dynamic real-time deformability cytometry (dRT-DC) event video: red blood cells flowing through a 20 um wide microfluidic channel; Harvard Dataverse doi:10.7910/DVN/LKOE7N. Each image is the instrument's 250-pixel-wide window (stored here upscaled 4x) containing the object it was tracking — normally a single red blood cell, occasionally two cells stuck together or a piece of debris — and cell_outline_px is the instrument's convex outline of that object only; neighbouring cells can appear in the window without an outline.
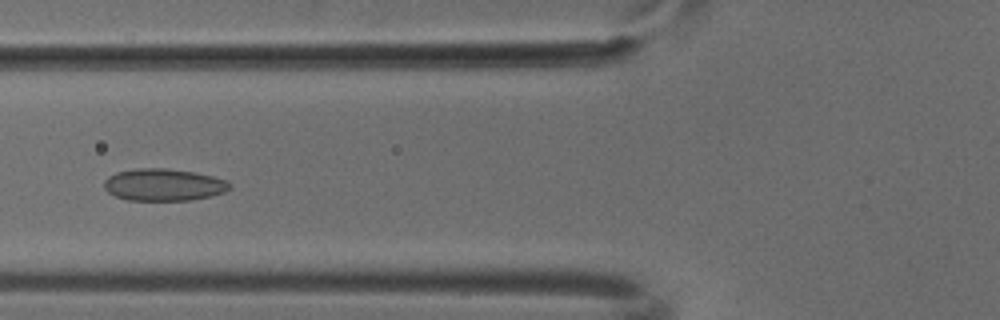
{"species": "common noctule bat (a hibernating species)", "species_latin": "Nyctalus noctula", "temperature_condition": "cold", "stored_images_in_passage": 38, "segment_of_instrument_passage": [1, 2], "camera_frame_rate_fps": 3000, "um_per_image_px": 0.085, "animal": {"sex": "male", "body_mass_g": 18.8}, "frame": {"image": 1, "passage_image": 6, "time_ms": 1.667, "image_size_px": [1000, 320], "cell_outline_px": [[232, 188], [224, 192], [212, 196], [192, 200], [128, 200], [116, 196], [108, 192], [104, 188], [104, 180], [108, 176], [116, 172], [136, 168], [164, 168], [196, 172], [228, 180], [232, 184]], "centroid_in_image_um": [13.94, 15.7], "position_along_channel_um": 111.9, "area_um2": 23.76}}
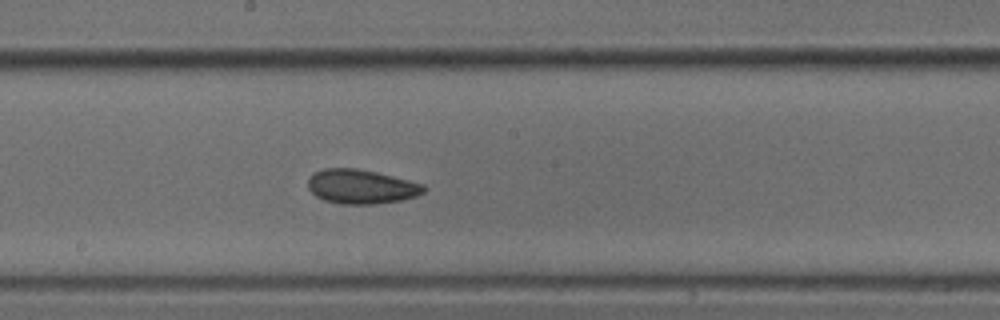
{"frame": {"image": 2, "passage_image": 14, "time_ms": 4.333, "image_size_px": [1000, 320], "cell_outline_px": [[428, 188], [424, 192], [416, 196], [400, 200], [376, 204], [340, 204], [324, 200], [316, 196], [308, 188], [308, 176], [312, 172], [324, 168], [356, 168], [376, 172], [424, 184]], "centroid_in_image_um": [30.68, 15.86], "position_along_channel_um": 217.5, "area_um2": 23.29}}
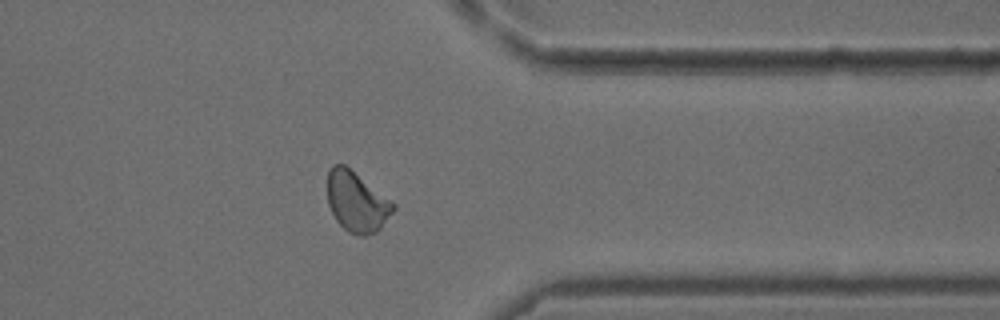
{"frame": {"image": 3, "passage_image": 27, "time_ms": 8.667, "image_size_px": [1000, 320], "cell_outline_px": [[396, 208], [380, 228], [376, 232], [364, 236], [356, 236], [348, 232], [336, 220], [328, 204], [328, 172], [332, 164], [344, 164], [396, 204]], "centroid_in_image_um": [30.32, 17.17], "position_along_channel_um": 381.1, "area_um2": 22.95}}